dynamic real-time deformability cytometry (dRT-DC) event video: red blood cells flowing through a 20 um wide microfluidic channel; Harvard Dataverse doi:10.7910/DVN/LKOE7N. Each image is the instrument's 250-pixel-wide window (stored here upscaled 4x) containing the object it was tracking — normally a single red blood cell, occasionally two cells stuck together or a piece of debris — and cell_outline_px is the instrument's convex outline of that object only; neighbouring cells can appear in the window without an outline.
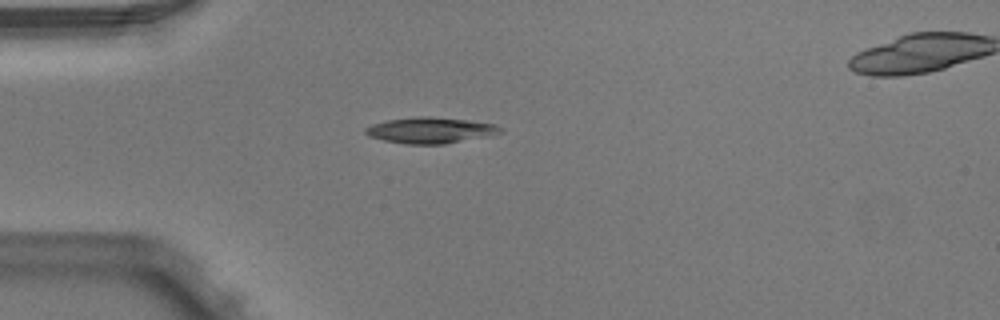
{"species": "Egyptian fruit bat (a non-hibernating species)", "species_latin": "Rousettus aegyptiacus", "temperature_condition": "warm", "stored_images_in_passage": 4, "camera_frame_rate_fps": 3000, "um_per_image_px": 0.085, "animal": {"sex": "male"}, "frame": {"image": 1, "passage_image": 3, "time_ms": 0.667, "image_size_px": [1000, 320], "cell_outline_px": [[504, 132], [488, 136], [444, 144], [404, 144], [384, 140], [368, 136], [364, 132], [364, 128], [372, 124], [388, 120], [416, 116], [432, 116], [468, 120], [496, 124], [504, 128]], "centroid_in_image_um": [36.61, 11.07], "position_along_channel_um": 48.4, "area_um2": 20.63}}